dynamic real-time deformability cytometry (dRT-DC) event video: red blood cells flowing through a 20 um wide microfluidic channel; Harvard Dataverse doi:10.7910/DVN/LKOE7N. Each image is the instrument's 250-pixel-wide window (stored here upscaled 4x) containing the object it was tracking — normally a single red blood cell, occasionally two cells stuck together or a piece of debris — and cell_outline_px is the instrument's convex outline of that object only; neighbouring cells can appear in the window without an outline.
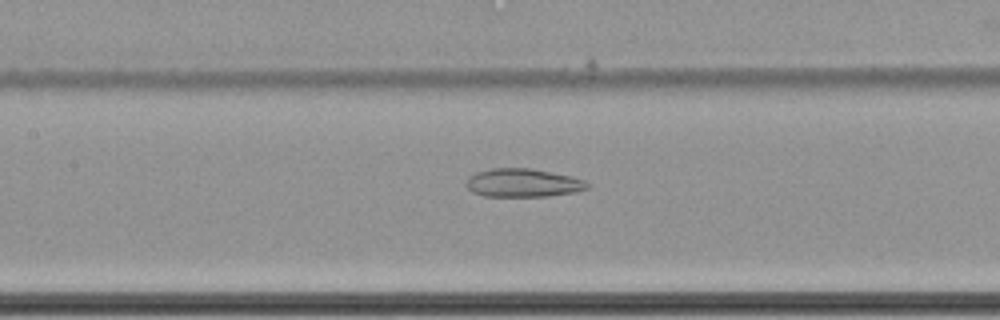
{"species": "common noctule bat (a hibernating species)", "species_latin": "Nyctalus noctula", "temperature_condition": "cold", "stored_images_in_passage": 63, "camera_frame_rate_fps": 3000, "um_per_image_px": 0.085, "animal": {"sex": "female", "body_mass_g": 22.7, "forearm_length_mm": 54.2}, "frame": {"image": 1, "passage_image": 32, "time_ms": 10.333, "image_size_px": [1000, 320], "cell_outline_px": [[592, 184], [588, 188], [576, 192], [548, 196], [484, 196], [472, 192], [468, 188], [468, 176], [476, 172], [492, 168], [532, 168], [572, 176], [584, 180]], "centroid_in_image_um": [44.5, 15.54], "position_along_channel_um": 162.9, "area_um2": 20.11}}
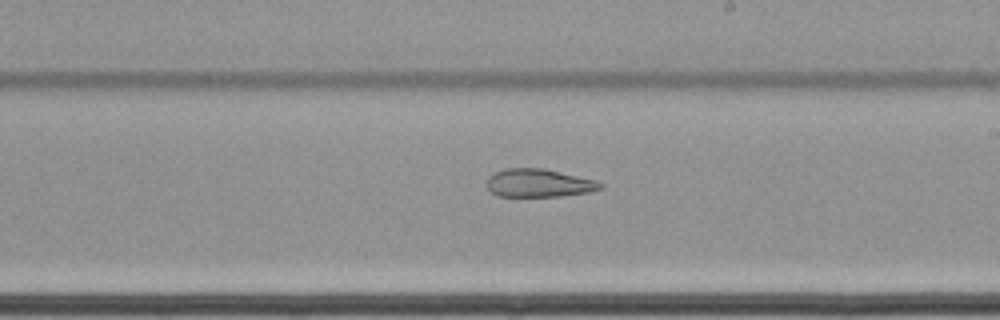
{"frame": {"image": 2, "passage_image": 39, "time_ms": 12.667, "image_size_px": [1000, 320], "cell_outline_px": [[604, 188], [588, 192], [560, 196], [500, 196], [492, 192], [488, 188], [488, 176], [496, 172], [508, 168], [544, 168], [596, 180], [604, 184]], "centroid_in_image_um": [45.84, 15.55], "position_along_channel_um": 243.2, "area_um2": 18.5}}
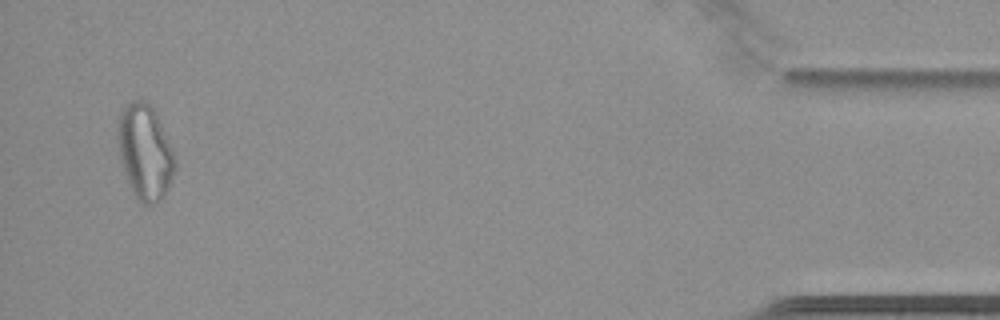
{"frame": {"image": 3, "passage_image": 61, "time_ms": 20.0, "image_size_px": [1000, 320], "cell_outline_px": [[176, 168], [168, 188], [160, 200], [156, 204], [144, 204], [136, 200], [132, 192], [124, 172], [120, 160], [120, 112], [124, 104], [132, 100], [144, 100], [152, 108], [176, 156]], "centroid_in_image_um": [12.35, 12.97], "position_along_channel_um": 422.9, "area_um2": 31.1}, "authors_computed_cell_mechanics": {"area_um2": 28.1486, "velocity_mm_per_s": 3.4513, "shape_relaxation_time_tau1_ms": null, "shape_relaxation_time_tau2_ms": 4.143, "deformation_change_tau1": null, "deformation_change_tau2": 0.1239}}